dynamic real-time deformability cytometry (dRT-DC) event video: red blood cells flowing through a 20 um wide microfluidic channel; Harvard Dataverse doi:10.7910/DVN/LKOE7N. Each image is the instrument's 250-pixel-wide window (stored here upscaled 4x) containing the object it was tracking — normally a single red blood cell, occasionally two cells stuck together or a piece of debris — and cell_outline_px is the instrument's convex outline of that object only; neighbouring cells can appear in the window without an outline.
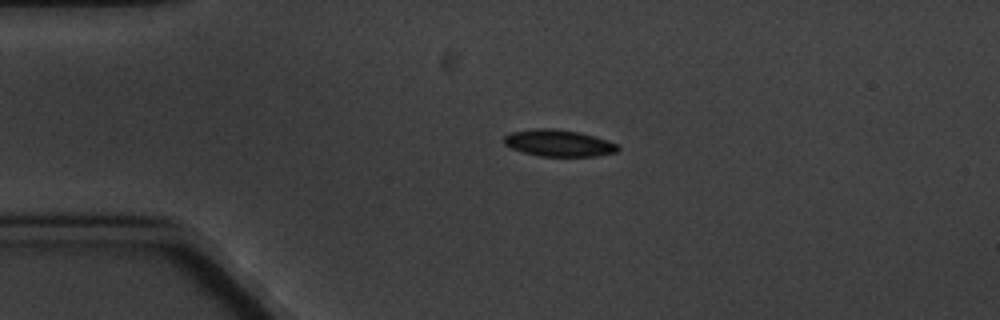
{"species": "common noctule bat (a hibernating species)", "species_latin": "Nyctalus noctula", "temperature_condition": "cold", "stored_images_in_passage": 4, "camera_frame_rate_fps": 3000, "um_per_image_px": 0.085, "animal": {"sex": "male", "body_mass_g": 20.1, "forearm_length_mm": 53.5}, "frame": {"image": 1, "passage_image": 3, "time_ms": 2.333, "image_size_px": [1000, 320], "cell_outline_px": [[620, 148], [616, 152], [596, 156], [540, 156], [524, 152], [512, 148], [504, 144], [504, 136], [512, 132], [536, 128], [552, 128], [580, 132], [616, 144]], "centroid_in_image_um": [47.46, 12.16], "position_along_channel_um": 37.5, "area_um2": 17.46}}